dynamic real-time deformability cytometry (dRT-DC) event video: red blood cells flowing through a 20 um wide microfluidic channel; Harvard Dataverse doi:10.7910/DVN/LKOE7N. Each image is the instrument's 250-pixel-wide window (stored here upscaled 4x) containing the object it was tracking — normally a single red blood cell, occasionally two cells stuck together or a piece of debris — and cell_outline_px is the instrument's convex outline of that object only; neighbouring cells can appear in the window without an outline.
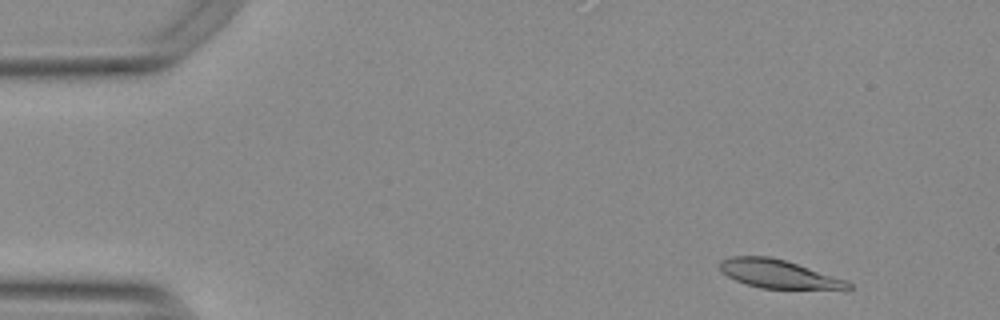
{"species": "Egyptian fruit bat (a non-hibernating species)", "species_latin": "Rousettus aegyptiacus", "temperature_condition": "warm", "stored_images_in_passage": 52, "camera_frame_rate_fps": 3000, "um_per_image_px": 0.085, "animal": {"sex": "female"}, "frame": {"image": 1, "passage_image": 3, "time_ms": 0.667, "image_size_px": [1000, 320], "cell_outline_px": [[852, 288], [760, 288], [744, 284], [720, 272], [716, 264], [720, 260], [732, 256], [768, 256], [784, 260], [848, 280], [852, 284]], "centroid_in_image_um": [66.07, 23.27], "position_along_channel_um": 18.9, "area_um2": 21.1}}
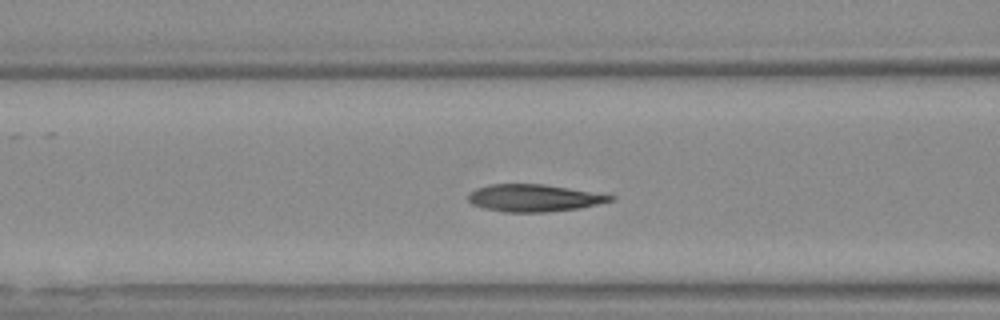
{"frame": {"image": 2, "passage_image": 19, "time_ms": 6.0, "image_size_px": [1000, 320], "cell_outline_px": [[616, 200], [580, 208], [544, 212], [504, 212], [484, 208], [472, 204], [468, 200], [468, 192], [476, 188], [492, 184], [544, 184], [616, 196]], "centroid_in_image_um": [45.37, 16.83], "position_along_channel_um": 121.2, "area_um2": 22.54}}
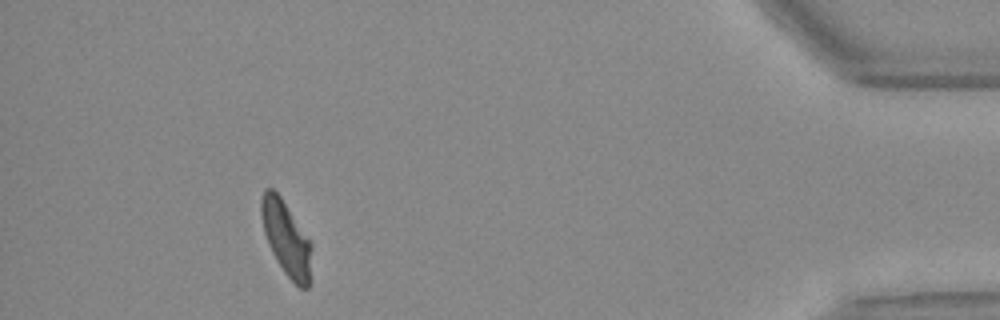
{"frame": {"image": 3, "passage_image": 47, "time_ms": 15.333, "image_size_px": [1000, 320], "cell_outline_px": [[312, 248], [308, 288], [300, 288], [284, 272], [272, 252], [268, 244], [264, 232], [260, 216], [260, 200], [264, 188], [272, 188], [280, 196], [312, 244]], "centroid_in_image_um": [24.3, 20.23], "position_along_channel_um": 410.9, "area_um2": 21.56}, "authors_computed_cell_mechanics": {"area_um2": 22.542, "velocity_mm_per_s": 3.7475, "shape_relaxation_time_tau1_ms": 3.3091, "shape_relaxation_time_tau2_ms": 1.7303, "deformation_change_tau1": 0.1758, "deformation_change_tau2": 0.0936}}